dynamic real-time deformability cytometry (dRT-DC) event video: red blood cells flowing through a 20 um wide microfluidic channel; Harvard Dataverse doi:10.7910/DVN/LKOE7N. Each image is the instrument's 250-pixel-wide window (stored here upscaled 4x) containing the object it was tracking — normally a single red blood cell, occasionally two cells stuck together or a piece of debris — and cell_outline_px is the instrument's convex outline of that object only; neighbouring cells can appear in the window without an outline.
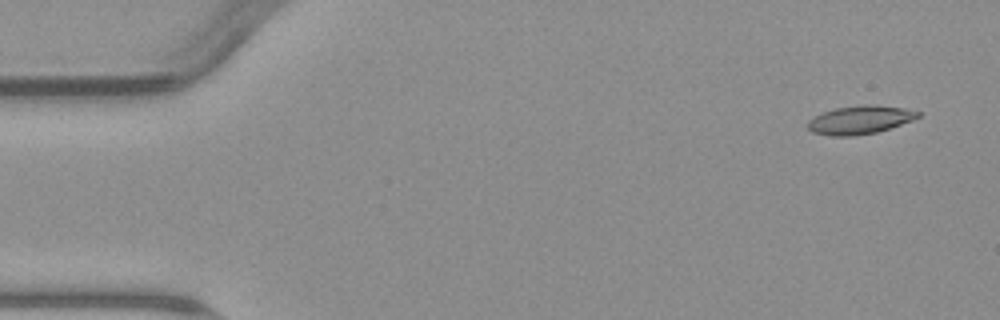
{"species": "common noctule bat (a hibernating species)", "species_latin": "Nyctalus noctula", "temperature_condition": "warm", "stored_images_in_passage": 8, "camera_frame_rate_fps": 3000, "um_per_image_px": 0.085, "animal": {"sex": "male", "body_mass_g": 23.1, "forearm_length_mm": 52.7}, "frame": {"image": 1, "passage_image": 1, "time_ms": 0.0, "image_size_px": [1000, 320], "cell_outline_px": [[920, 116], [912, 120], [876, 132], [852, 136], [832, 136], [812, 132], [808, 128], [808, 120], [824, 112], [836, 108], [864, 104], [872, 104], [904, 108], [920, 112]], "centroid_in_image_um": [73.09, 10.18], "position_along_channel_um": 11.9, "area_um2": 17.98}}
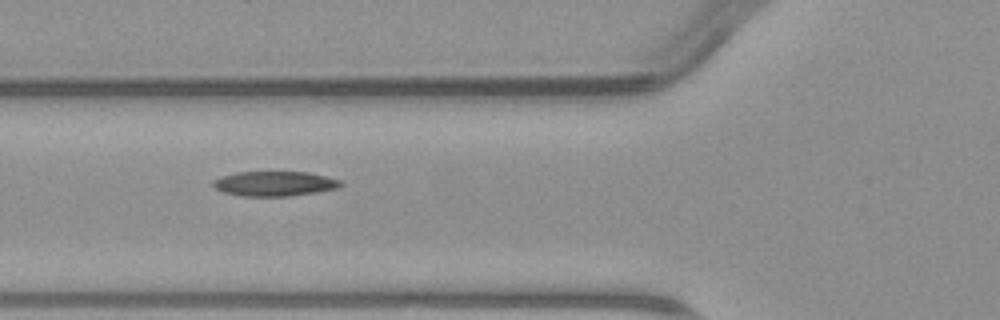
{"frame": {"image": 2, "passage_image": 6, "time_ms": 5.667, "image_size_px": [1000, 320], "cell_outline_px": [[344, 184], [336, 188], [316, 192], [288, 196], [244, 196], [224, 192], [216, 188], [212, 184], [212, 180], [236, 172], [308, 172], [340, 180]], "centroid_in_image_um": [23.33, 15.61], "position_along_channel_um": 102.5, "area_um2": 18.21}}
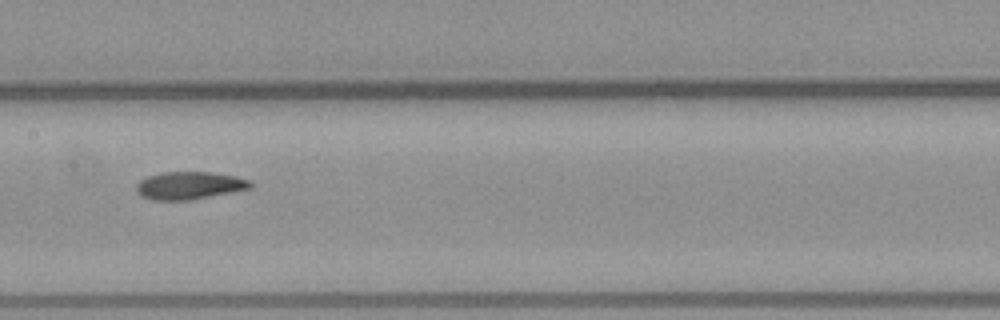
{"frame": {"image": 3, "passage_image": 8, "time_ms": 8.0, "image_size_px": [1000, 320], "cell_outline_px": [[252, 188], [192, 200], [152, 200], [140, 196], [136, 192], [136, 184], [140, 180], [148, 176], [164, 172], [212, 172], [236, 176], [252, 180]], "centroid_in_image_um": [16.1, 15.77], "position_along_channel_um": 191.3, "area_um2": 18.61}}